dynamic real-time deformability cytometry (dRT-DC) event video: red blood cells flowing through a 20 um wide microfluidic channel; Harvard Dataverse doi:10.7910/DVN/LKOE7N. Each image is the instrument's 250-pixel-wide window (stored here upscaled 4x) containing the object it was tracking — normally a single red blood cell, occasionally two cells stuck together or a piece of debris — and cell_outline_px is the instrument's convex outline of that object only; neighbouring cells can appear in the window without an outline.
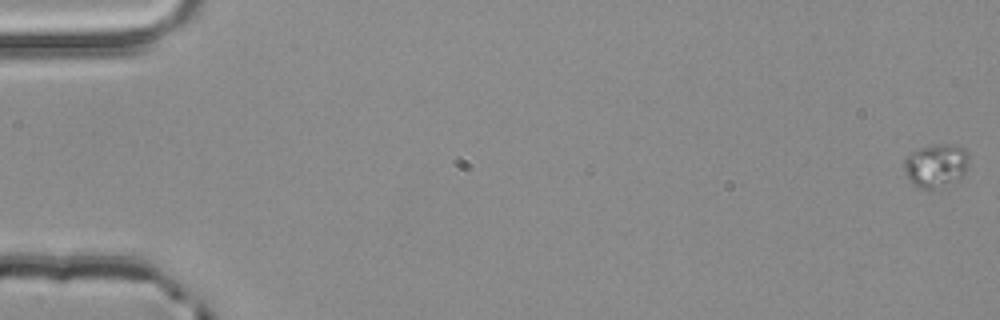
{"species": "common noctule bat (a hibernating species)", "species_latin": "Nyctalus noctula", "temperature_condition": "room temperature", "stored_images_in_passage": 5, "camera_frame_rate_fps": 3000, "um_per_image_px": 0.085, "animal": {"sex": "male", "body_mass_g": 20.4}, "frame": {"image": 1, "passage_image": 1, "time_ms": 0.0, "image_size_px": [1000, 320], "cell_outline_px": [[968, 164], [960, 180], [932, 188], [920, 188], [912, 184], [908, 180], [904, 168], [904, 156], [916, 148], [932, 144], [952, 144], [968, 152]], "centroid_in_image_um": [79.51, 14.04], "position_along_channel_um": 5.5, "area_um2": 16.53}}